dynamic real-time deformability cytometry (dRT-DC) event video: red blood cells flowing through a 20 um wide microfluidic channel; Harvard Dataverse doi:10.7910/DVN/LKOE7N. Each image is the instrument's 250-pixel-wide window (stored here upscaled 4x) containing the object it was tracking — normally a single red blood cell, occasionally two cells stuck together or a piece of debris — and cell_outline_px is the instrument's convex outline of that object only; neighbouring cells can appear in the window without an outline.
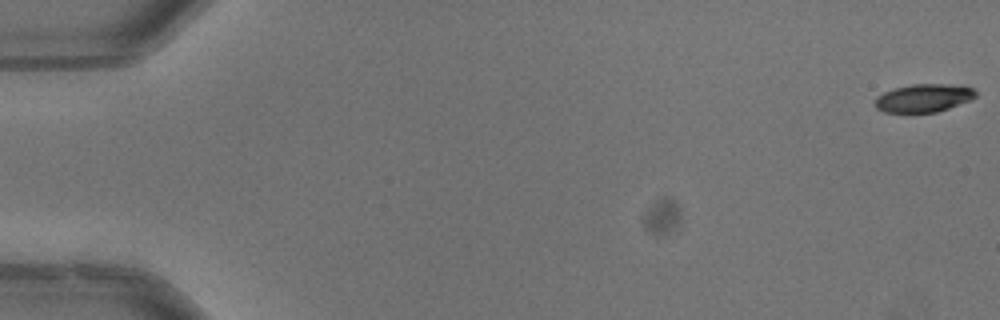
{"species": "common noctule bat (a hibernating species)", "species_latin": "Nyctalus noctula", "temperature_condition": "warm", "stored_images_in_passage": 53, "camera_frame_rate_fps": 3000, "um_per_image_px": 0.085, "animal": {"sex": "male", "body_mass_g": 13.3}, "frame": {"image": 1, "passage_image": 1, "time_ms": 0.0, "image_size_px": [1000, 320], "cell_outline_px": [[976, 96], [968, 100], [948, 108], [936, 112], [884, 112], [876, 108], [872, 104], [876, 96], [892, 88], [912, 84], [964, 84], [972, 88], [976, 92]], "centroid_in_image_um": [78.46, 8.31], "position_along_channel_um": 6.5, "area_um2": 16.65}}
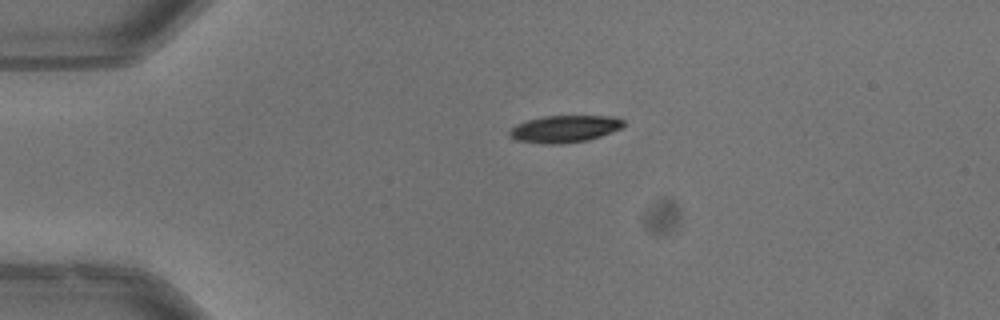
{"frame": {"image": 2, "passage_image": 13, "time_ms": 4.0, "image_size_px": [1000, 320], "cell_outline_px": [[624, 124], [620, 128], [600, 136], [588, 140], [560, 144], [544, 144], [516, 140], [508, 136], [508, 132], [516, 124], [528, 120], [544, 116], [616, 116], [624, 120]], "centroid_in_image_um": [47.97, 10.95], "position_along_channel_um": 37.0, "area_um2": 17.98}, "authors_computed_cell_mechanics": {"area_um2": 19.2474, "velocity_mm_per_s": 3.9948, "shape_relaxation_time_tau1_ms": 3.6442, "shape_relaxation_time_tau2_ms": null, "deformation_change_tau1": 0.1304, "deformation_change_tau2": null}}